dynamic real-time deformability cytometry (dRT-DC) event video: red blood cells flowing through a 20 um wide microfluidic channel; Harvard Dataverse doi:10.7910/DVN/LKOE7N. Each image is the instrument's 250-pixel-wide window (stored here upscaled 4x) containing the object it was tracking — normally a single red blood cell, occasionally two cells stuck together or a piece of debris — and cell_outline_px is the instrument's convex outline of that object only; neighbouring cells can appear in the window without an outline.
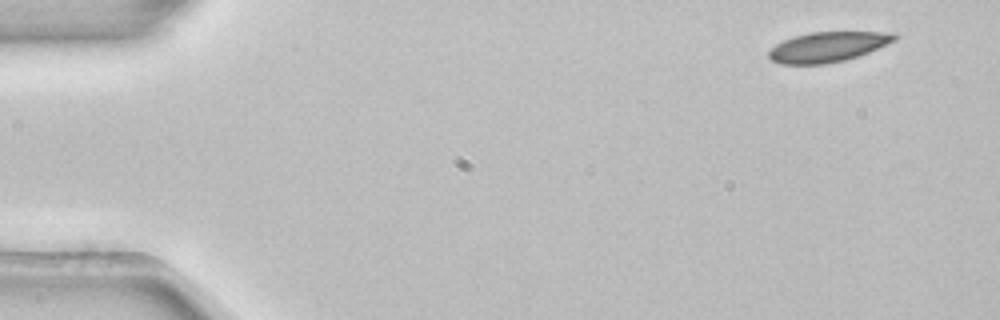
{"species": "common noctule bat (a hibernating species)", "species_latin": "Nyctalus noctula", "temperature_condition": "room temperature", "stored_images_in_passage": 3, "camera_frame_rate_fps": 3000, "um_per_image_px": 0.085, "animal": {"sex": "female", "body_mass_g": 22.7, "forearm_length_mm": 54.2}, "frame": {"image": 1, "passage_image": 1, "time_ms": 0.0, "image_size_px": [1000, 320], "cell_outline_px": [[900, 36], [896, 40], [868, 52], [844, 60], [824, 64], [780, 64], [772, 60], [768, 56], [768, 52], [776, 44], [784, 40], [796, 36], [812, 32], [896, 32]], "centroid_in_image_um": [70.39, 3.98], "position_along_channel_um": 14.6, "area_um2": 21.85}}
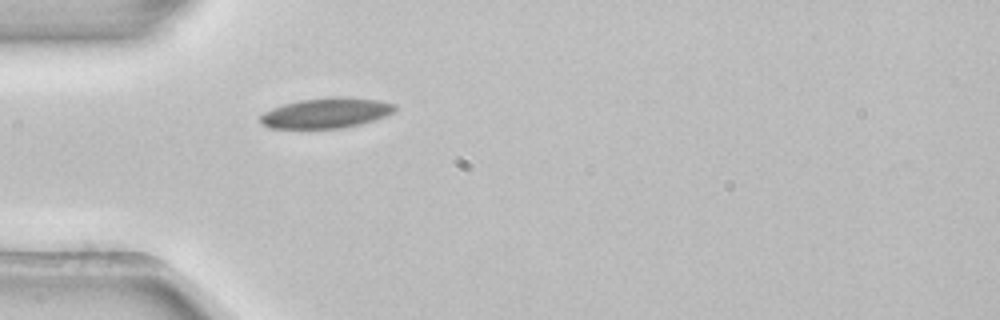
{"frame": {"image": 2, "passage_image": 3, "time_ms": 0.667, "image_size_px": [1000, 320], "cell_outline_px": [[396, 112], [360, 124], [340, 128], [268, 128], [260, 124], [260, 116], [264, 112], [272, 108], [284, 104], [300, 100], [328, 96], [348, 96], [380, 100], [396, 104]], "centroid_in_image_um": [27.74, 9.58], "position_along_channel_um": 57.3, "area_um2": 23.99}}